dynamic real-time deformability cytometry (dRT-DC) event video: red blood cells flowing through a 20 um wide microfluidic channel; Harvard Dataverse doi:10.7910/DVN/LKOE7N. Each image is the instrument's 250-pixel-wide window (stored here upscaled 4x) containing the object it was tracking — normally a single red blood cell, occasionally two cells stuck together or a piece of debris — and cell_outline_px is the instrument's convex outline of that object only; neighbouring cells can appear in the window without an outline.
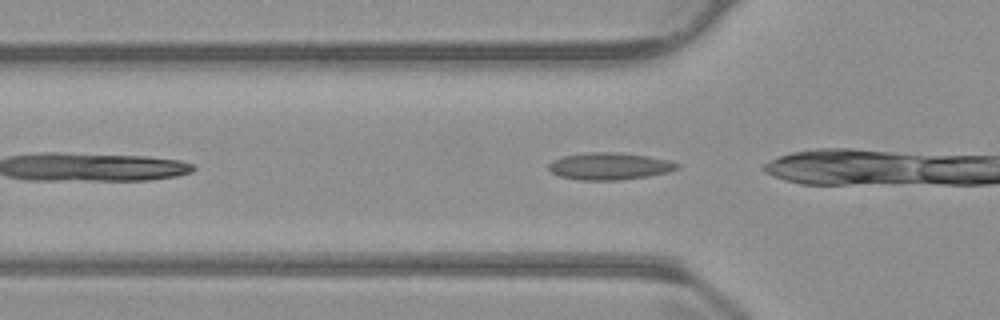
{"species": "common noctule bat (a hibernating species)", "species_latin": "Nyctalus noctula", "temperature_condition": "warm", "stored_images_in_passage": 5, "camera_frame_rate_fps": 3000, "um_per_image_px": 0.085, "animal": {"sex": "male", "body_mass_g": 23.1, "forearm_length_mm": 52.7}, "frame": {"image": 1, "passage_image": 2, "time_ms": 0.333, "image_size_px": [1000, 320], "cell_outline_px": [[680, 168], [668, 172], [648, 176], [620, 180], [580, 180], [560, 176], [552, 172], [548, 168], [548, 164], [552, 160], [564, 156], [588, 152], [620, 152], [648, 156], [668, 160], [680, 164]], "centroid_in_image_um": [51.82, 14.12], "position_along_channel_um": 74.0, "area_um2": 20.35}}